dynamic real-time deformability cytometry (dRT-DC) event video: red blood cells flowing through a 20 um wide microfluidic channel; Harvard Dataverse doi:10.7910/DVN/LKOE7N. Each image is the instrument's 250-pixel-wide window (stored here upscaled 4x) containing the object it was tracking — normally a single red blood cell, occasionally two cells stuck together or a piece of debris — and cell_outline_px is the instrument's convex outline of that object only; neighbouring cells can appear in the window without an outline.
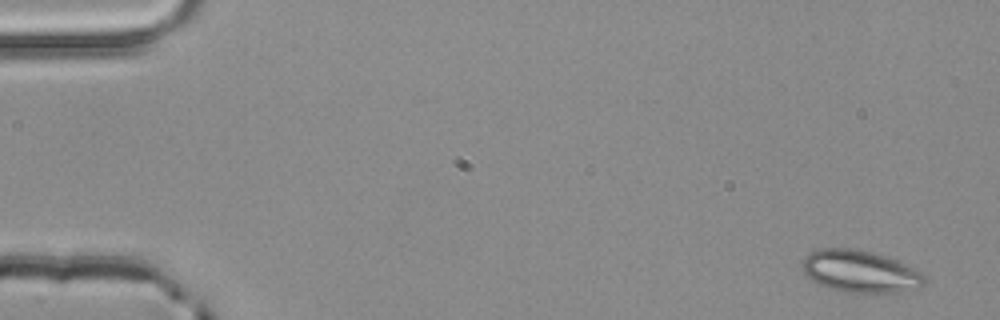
{"species": "common noctule bat (a hibernating species)", "species_latin": "Nyctalus noctula", "temperature_condition": "room temperature", "stored_images_in_passage": 4, "segment_of_instrument_passage": [2, 2], "camera_frame_rate_fps": 3000, "um_per_image_px": 0.085, "animal": {"sex": "male", "body_mass_g": 20.4}, "frame": {"image": 1, "passage_image": 4, "time_ms": 1.0, "image_size_px": [1000, 320], "cell_outline_px": [[928, 280], [920, 288], [904, 296], [844, 292], [828, 288], [812, 280], [804, 272], [804, 256], [808, 252], [820, 248], [852, 248], [872, 252], [896, 260], [920, 272]], "centroid_in_image_um": [73.21, 23.14], "position_along_channel_um": 11.8, "area_um2": 30.98}}